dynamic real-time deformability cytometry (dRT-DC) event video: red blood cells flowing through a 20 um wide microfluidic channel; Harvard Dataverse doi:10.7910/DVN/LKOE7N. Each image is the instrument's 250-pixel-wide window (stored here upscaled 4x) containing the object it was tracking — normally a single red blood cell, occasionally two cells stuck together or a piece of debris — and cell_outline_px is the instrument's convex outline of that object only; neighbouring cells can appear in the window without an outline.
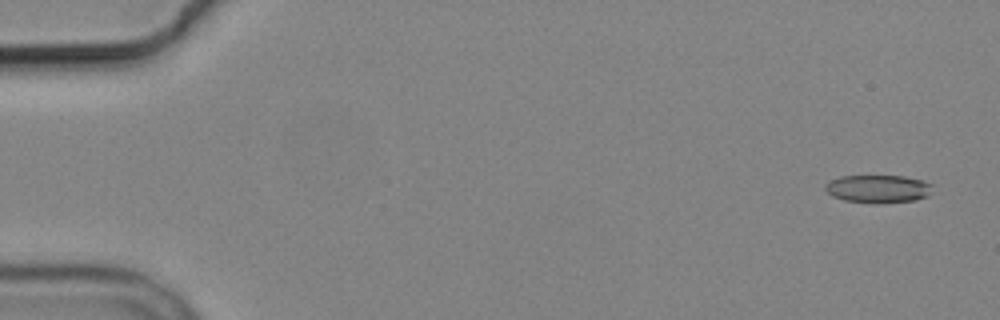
{"species": "common noctule bat (a hibernating species)", "species_latin": "Nyctalus noctula", "temperature_condition": "cold", "stored_images_in_passage": 5, "camera_frame_rate_fps": 3000, "um_per_image_px": 0.085, "animal": {"sex": "male", "body_mass_g": 19.2, "forearm_length_mm": 51.8}, "frame": {"image": 1, "passage_image": 1, "time_ms": 0.0, "image_size_px": [1000, 320], "cell_outline_px": [[932, 184], [928, 196], [916, 200], [880, 204], [876, 204], [844, 200], [832, 196], [824, 188], [824, 184], [840, 176], [904, 176], [924, 180]], "centroid_in_image_um": [74.64, 16.06], "position_along_channel_um": 10.4, "area_um2": 17.63}}
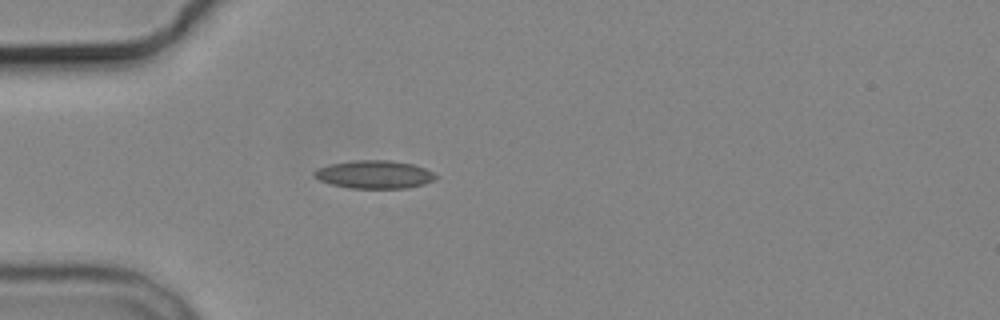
{"frame": {"image": 2, "passage_image": 5, "time_ms": 4.667, "image_size_px": [1000, 320], "cell_outline_px": [[440, 176], [436, 180], [424, 184], [408, 188], [352, 188], [332, 184], [320, 180], [312, 176], [312, 172], [316, 168], [328, 164], [352, 160], [392, 160], [412, 164], [424, 168]], "centroid_in_image_um": [31.82, 14.82], "position_along_channel_um": 53.2, "area_um2": 20.11}}